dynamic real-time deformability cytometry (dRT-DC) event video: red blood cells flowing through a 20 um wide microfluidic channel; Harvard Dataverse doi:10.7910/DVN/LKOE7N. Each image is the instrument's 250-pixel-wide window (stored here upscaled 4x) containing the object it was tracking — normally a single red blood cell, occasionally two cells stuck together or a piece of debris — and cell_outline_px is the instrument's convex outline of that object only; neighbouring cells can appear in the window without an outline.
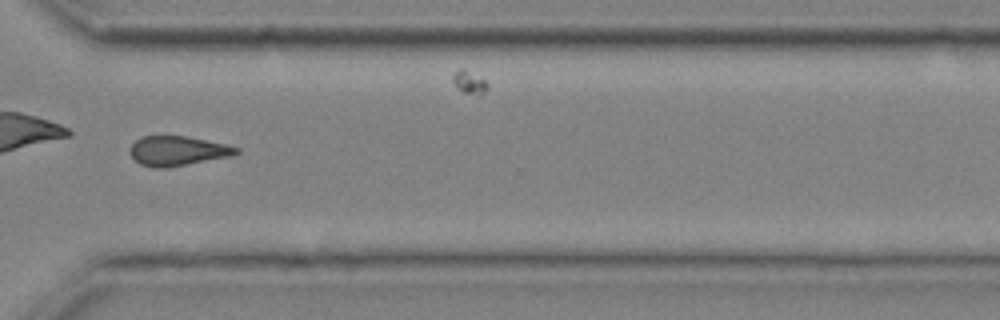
{"species": "common noctule bat (a hibernating species)", "species_latin": "Nyctalus noctula", "temperature_condition": "cold", "stored_images_in_passage": 34, "camera_frame_rate_fps": 3000, "um_per_image_px": 0.085, "animal": {"sex": "male", "body_mass_g": 20.4}, "frame": {"image": 1, "passage_image": 25, "time_ms": 8.0, "image_size_px": [1000, 320], "cell_outline_px": [[240, 152], [232, 156], [168, 168], [152, 168], [140, 164], [128, 152], [132, 144], [140, 136], [188, 136], [228, 144], [240, 148]], "centroid_in_image_um": [15.12, 12.83], "position_along_channel_um": 355.5, "area_um2": 18.67}, "authors_computed_cell_mechanics": {"area_um2": 18.6116, "velocity_mm_per_s": 4.3097, "shape_relaxation_time_tau1_ms": null, "shape_relaxation_time_tau2_ms": 4.1552, "deformation_change_tau1": null, "deformation_change_tau2": 0.0933}}